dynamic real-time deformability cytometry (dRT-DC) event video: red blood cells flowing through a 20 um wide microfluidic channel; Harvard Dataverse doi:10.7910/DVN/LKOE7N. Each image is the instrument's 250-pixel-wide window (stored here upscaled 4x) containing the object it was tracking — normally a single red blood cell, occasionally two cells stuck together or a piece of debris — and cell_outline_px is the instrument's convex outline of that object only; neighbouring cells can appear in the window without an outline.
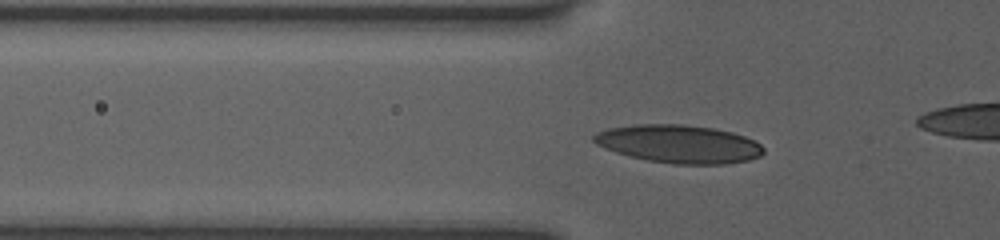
{"species": "human", "species_latin": "Homo sapiens", "temperature_condition": "room temperature", "stored_images_in_passage": 46, "camera_frame_rate_fps": 3000, "um_per_image_px": 0.085, "donor": {"sex": "female"}, "frame": {"image": 1, "passage_image": 17, "time_ms": 5.333, "image_size_px": [1000, 240], "cell_outline_px": [[764, 152], [760, 156], [748, 160], [724, 164], [672, 164], [648, 160], [628, 156], [604, 148], [596, 144], [592, 140], [592, 136], [596, 132], [608, 128], [632, 124], [684, 124], [712, 128], [732, 132], [744, 136], [760, 144], [764, 148]], "centroid_in_image_um": [57.67, 12.23], "position_along_channel_um": 68.1, "area_um2": 37.8}}
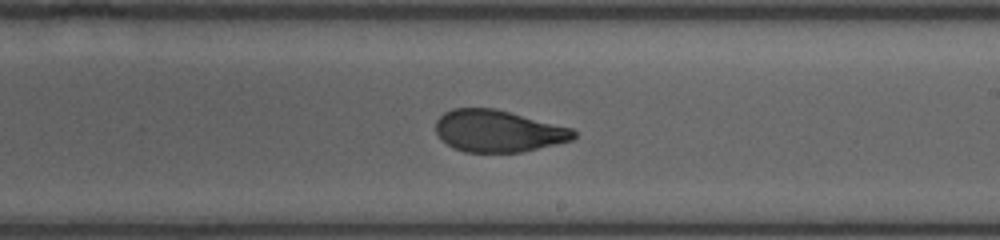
{"frame": {"image": 2, "passage_image": 31, "time_ms": 10.0, "image_size_px": [1000, 240], "cell_outline_px": [[576, 136], [572, 140], [556, 144], [520, 152], [464, 152], [452, 148], [436, 132], [436, 120], [444, 112], [452, 108], [496, 108], [572, 128], [576, 132]], "centroid_in_image_um": [42.34, 11.13], "position_along_channel_um": 246.7, "area_um2": 33.64}}
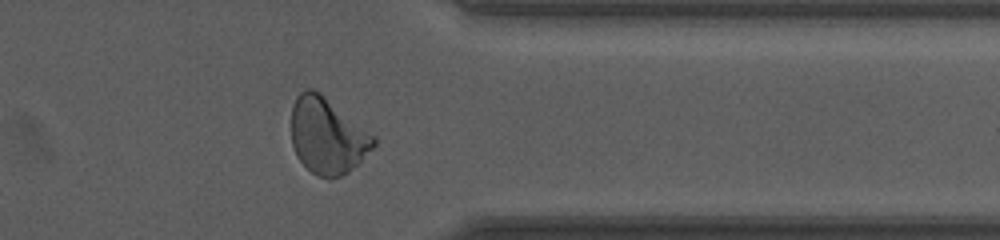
{"frame": {"image": 3, "passage_image": 42, "time_ms": 13.667, "image_size_px": [1000, 240], "cell_outline_px": [[376, 144], [360, 164], [348, 172], [332, 180], [328, 180], [316, 176], [296, 156], [292, 144], [292, 104], [296, 96], [300, 92], [308, 88], [312, 88], [320, 92], [372, 136], [376, 140]], "centroid_in_image_um": [27.8, 11.59], "position_along_channel_um": 383.6, "area_um2": 36.3}}